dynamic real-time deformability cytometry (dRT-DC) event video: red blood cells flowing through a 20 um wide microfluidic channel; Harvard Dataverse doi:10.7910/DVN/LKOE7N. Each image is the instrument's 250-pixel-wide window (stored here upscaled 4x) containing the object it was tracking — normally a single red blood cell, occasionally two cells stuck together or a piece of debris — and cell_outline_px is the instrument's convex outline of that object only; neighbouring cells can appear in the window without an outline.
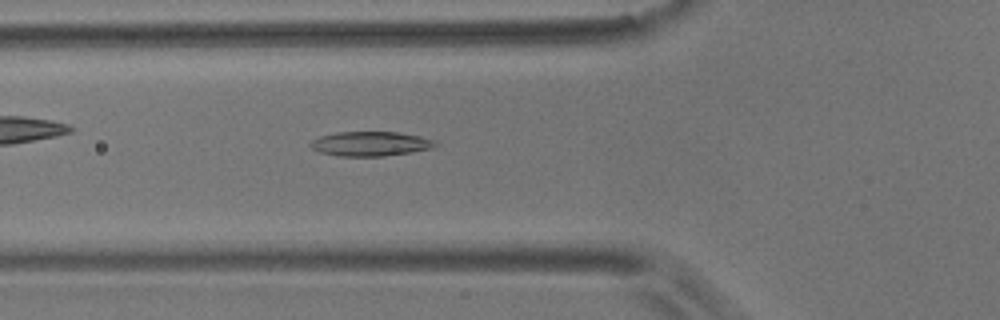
{"species": "common noctule bat (a hibernating species)", "species_latin": "Nyctalus noctula", "temperature_condition": "room temperature", "stored_images_in_passage": 40, "camera_frame_rate_fps": 3000, "um_per_image_px": 0.085, "animal": {"sex": "male", "body_mass_g": 17.9}, "frame": {"image": 1, "passage_image": 4, "time_ms": 1.0, "image_size_px": [1000, 320], "cell_outline_px": [[440, 144], [432, 148], [412, 152], [384, 156], [340, 156], [320, 152], [312, 148], [308, 144], [312, 140], [320, 136], [336, 132], [396, 132], [420, 136], [436, 140]], "centroid_in_image_um": [31.52, 12.22], "position_along_channel_um": 94.3, "area_um2": 17.92}}
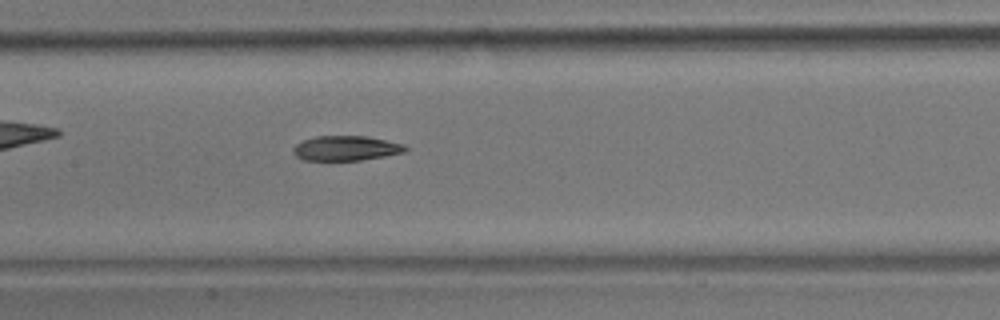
{"frame": {"image": 2, "passage_image": 11, "time_ms": 3.333, "image_size_px": [1000, 320], "cell_outline_px": [[408, 148], [404, 152], [384, 156], [360, 160], [304, 160], [296, 156], [292, 152], [292, 148], [296, 144], [304, 140], [316, 136], [368, 136], [404, 144]], "centroid_in_image_um": [29.4, 12.59], "position_along_channel_um": 178.0, "area_um2": 16.18}}
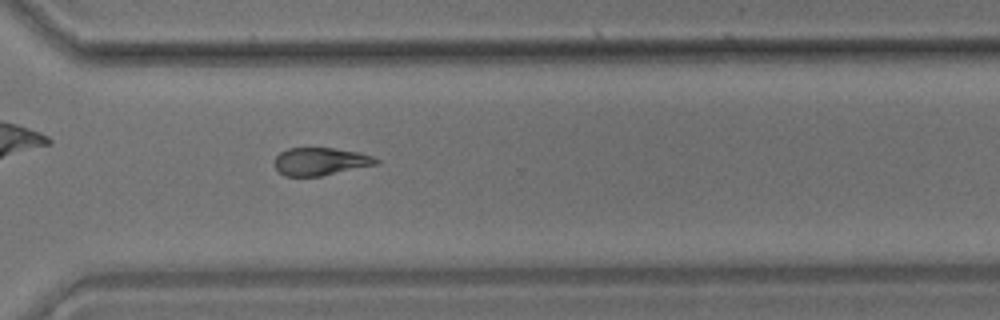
{"frame": {"image": 3, "passage_image": 25, "time_ms": 8.0, "image_size_px": [1000, 320], "cell_outline_px": [[380, 164], [320, 176], [284, 176], [276, 168], [276, 156], [280, 152], [288, 148], [332, 148], [360, 152], [372, 156], [380, 160]], "centroid_in_image_um": [27.28, 13.72], "position_along_channel_um": 343.3, "area_um2": 16.42}, "authors_computed_cell_mechanics": {"area_um2": 17.2533, "velocity_mm_per_s": 3.5514, "shape_relaxation_time_tau1_ms": 10.4341, "shape_relaxation_time_tau2_ms": 9.6218, "deformation_change_tau1": 0.2052, "deformation_change_tau2": 0.1936}}